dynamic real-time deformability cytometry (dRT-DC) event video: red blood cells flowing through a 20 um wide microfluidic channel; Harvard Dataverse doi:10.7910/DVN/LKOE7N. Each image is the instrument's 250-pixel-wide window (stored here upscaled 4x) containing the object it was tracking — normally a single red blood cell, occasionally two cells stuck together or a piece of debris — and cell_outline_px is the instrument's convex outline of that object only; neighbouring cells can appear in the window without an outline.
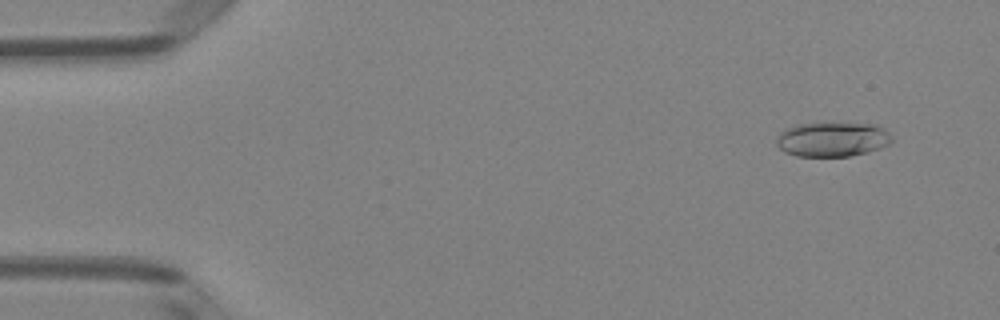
{"species": "Egyptian fruit bat (a non-hibernating species)", "species_latin": "Rousettus aegyptiacus", "temperature_condition": "room temperature", "stored_images_in_passage": 49, "camera_frame_rate_fps": 3000, "um_per_image_px": 0.085, "animal": {"sex": "female"}, "frame": {"image": 1, "passage_image": 3, "time_ms": 0.667, "image_size_px": [1000, 320], "cell_outline_px": [[892, 140], [888, 144], [880, 148], [868, 152], [848, 156], [796, 156], [784, 152], [776, 144], [776, 140], [780, 132], [784, 128], [796, 124], [876, 124], [884, 128], [892, 136]], "centroid_in_image_um": [70.74, 11.85], "position_along_channel_um": 14.3, "area_um2": 23.12}}
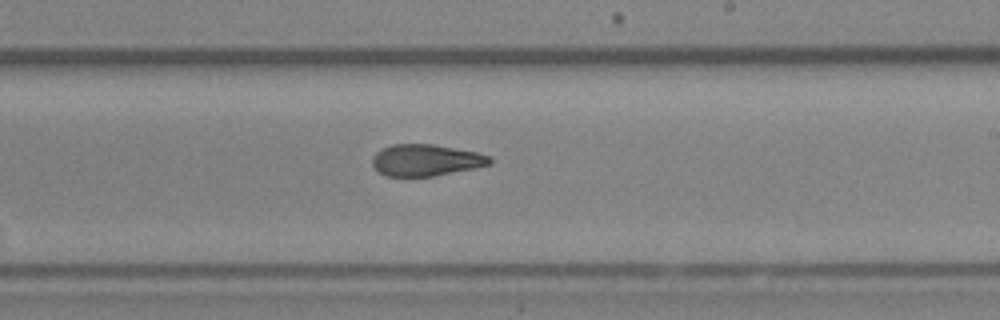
{"frame": {"image": 2, "passage_image": 29, "time_ms": 9.333, "image_size_px": [1000, 320], "cell_outline_px": [[492, 164], [432, 176], [384, 176], [372, 164], [372, 156], [376, 152], [392, 144], [432, 144], [476, 152], [488, 156], [492, 160]], "centroid_in_image_um": [36.17, 13.61], "position_along_channel_um": 252.8, "area_um2": 21.33}}
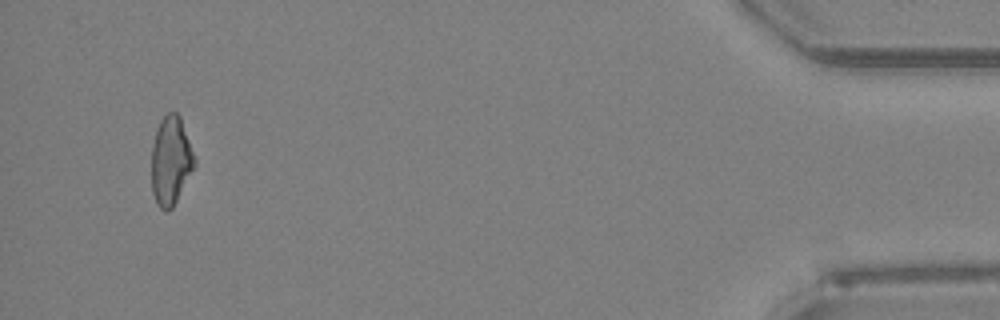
{"frame": {"image": 3, "passage_image": 47, "time_ms": 15.333, "image_size_px": [1000, 320], "cell_outline_px": [[196, 164], [172, 208], [168, 212], [164, 212], [156, 204], [152, 192], [152, 144], [156, 128], [160, 120], [168, 112], [176, 112], [180, 116], [196, 160]], "centroid_in_image_um": [14.5, 13.67], "position_along_channel_um": 420.7, "area_um2": 22.25}, "authors_computed_cell_mechanics": {"area_um2": 22.3686, "velocity_mm_per_s": 4.0569, "shape_relaxation_time_tau1_ms": null, "shape_relaxation_time_tau2_ms": 3.425, "deformation_change_tau1": null, "deformation_change_tau2": 0.112}}